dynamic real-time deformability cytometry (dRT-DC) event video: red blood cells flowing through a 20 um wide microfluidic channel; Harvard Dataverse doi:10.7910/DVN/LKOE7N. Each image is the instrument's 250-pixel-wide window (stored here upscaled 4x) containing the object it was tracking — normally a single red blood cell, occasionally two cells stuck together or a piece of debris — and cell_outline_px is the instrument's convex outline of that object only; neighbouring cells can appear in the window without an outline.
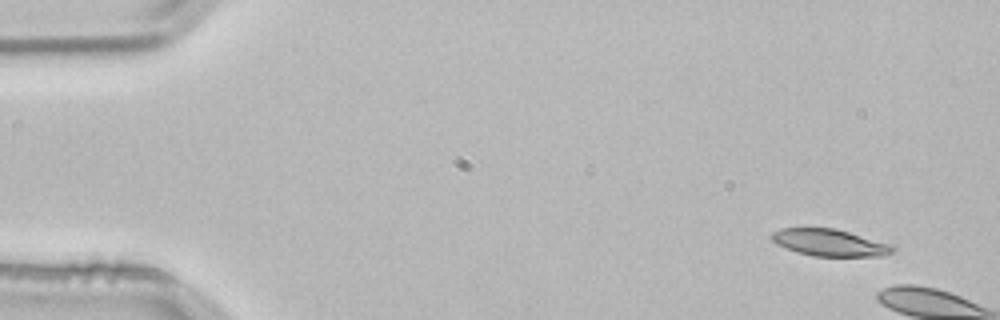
{"species": "common noctule bat (a hibernating species)", "species_latin": "Nyctalus noctula", "temperature_condition": "room temperature", "stored_images_in_passage": 3, "camera_frame_rate_fps": 3000, "um_per_image_px": 0.085, "animal": {"sex": "male", "body_mass_g": 21.5, "forearm_length_mm": 52.0}, "frame": {"image": 1, "passage_image": 1, "time_ms": 0.0, "image_size_px": [1000, 320], "cell_outline_px": [[896, 248], [892, 252], [884, 256], [812, 256], [796, 252], [776, 244], [768, 236], [772, 232], [780, 228], [836, 228], [888, 244]], "centroid_in_image_um": [70.45, 20.62], "position_along_channel_um": 14.6, "area_um2": 18.96}}